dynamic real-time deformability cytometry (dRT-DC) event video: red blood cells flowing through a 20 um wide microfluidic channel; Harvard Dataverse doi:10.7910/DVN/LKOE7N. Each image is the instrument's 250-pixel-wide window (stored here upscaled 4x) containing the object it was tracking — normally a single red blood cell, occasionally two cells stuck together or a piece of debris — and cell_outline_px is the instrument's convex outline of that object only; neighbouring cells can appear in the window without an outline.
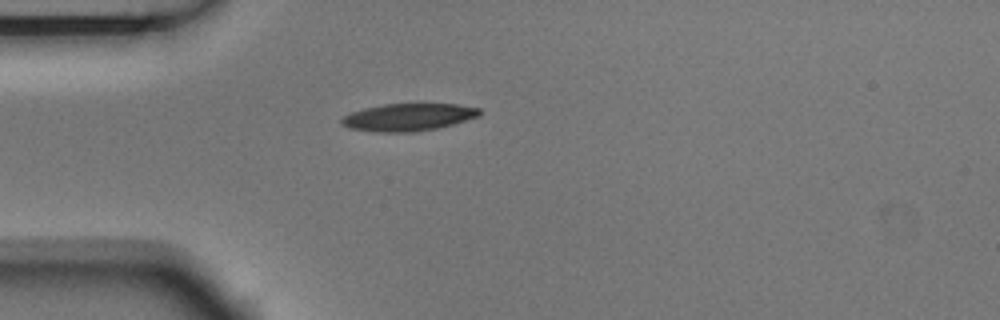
{"species": "Egyptian fruit bat (a non-hibernating species)", "species_latin": "Rousettus aegyptiacus", "temperature_condition": "room temperature", "stored_images_in_passage": 1, "camera_frame_rate_fps": 3000, "um_per_image_px": 0.085, "animal": {"sex": "male"}, "frame": {"image": 1, "passage_image": 1, "time_ms": 0.0, "image_size_px": [1000, 320], "cell_outline_px": [[480, 116], [452, 124], [436, 128], [416, 132], [380, 132], [348, 128], [340, 124], [340, 120], [344, 116], [352, 112], [364, 108], [384, 104], [456, 104], [480, 108]], "centroid_in_image_um": [34.69, 9.96], "position_along_channel_um": 50.3, "area_um2": 21.96}}